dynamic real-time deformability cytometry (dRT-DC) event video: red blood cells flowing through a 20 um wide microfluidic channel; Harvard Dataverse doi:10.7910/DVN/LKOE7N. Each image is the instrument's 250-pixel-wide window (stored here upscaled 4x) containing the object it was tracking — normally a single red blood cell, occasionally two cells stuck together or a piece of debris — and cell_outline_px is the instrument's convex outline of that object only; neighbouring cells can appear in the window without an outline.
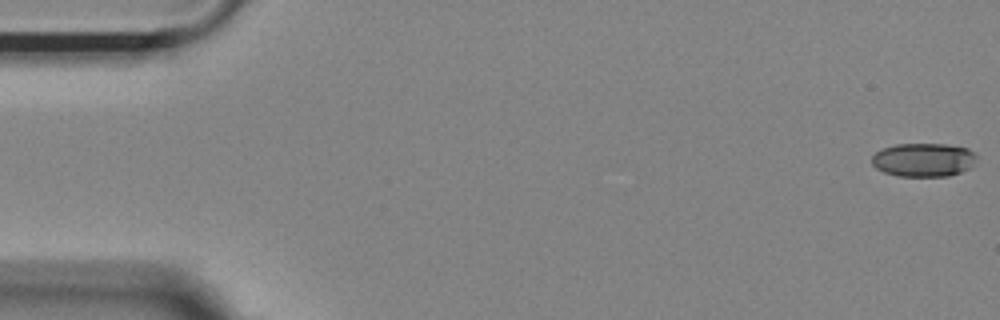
{"species": "Egyptian fruit bat (a non-hibernating species)", "species_latin": "Rousettus aegyptiacus", "temperature_condition": "room temperature", "stored_images_in_passage": 54, "camera_frame_rate_fps": 3000, "um_per_image_px": 0.085, "animal": {"sex": "female"}, "frame": {"image": 1, "passage_image": 1, "time_ms": 0.0, "image_size_px": [1000, 320], "cell_outline_px": [[976, 156], [972, 168], [948, 176], [896, 176], [884, 172], [876, 168], [872, 164], [872, 156], [876, 152], [884, 148], [896, 144], [948, 144], [968, 148], [976, 152]], "centroid_in_image_um": [78.53, 13.58], "position_along_channel_um": 6.5, "area_um2": 20.69}}
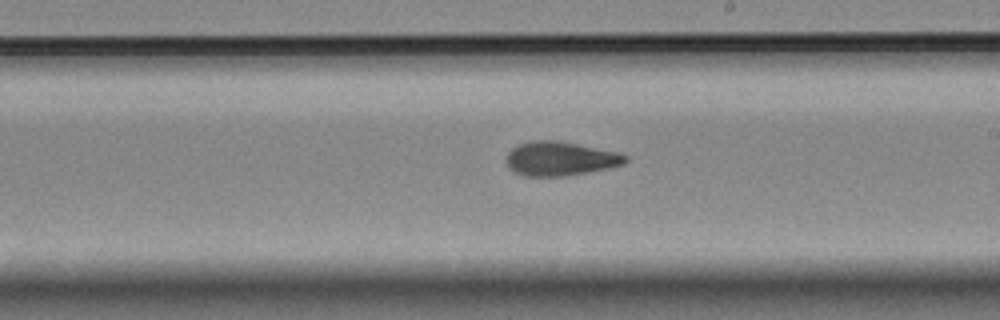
{"frame": {"image": 2, "passage_image": 31, "time_ms": 10.0, "image_size_px": [1000, 320], "cell_outline_px": [[628, 160], [624, 164], [608, 168], [588, 172], [564, 176], [524, 176], [508, 168], [504, 160], [508, 152], [512, 148], [520, 144], [532, 140], [560, 140], [620, 152], [628, 156]], "centroid_in_image_um": [47.62, 13.47], "position_along_channel_um": 241.4, "area_um2": 23.99}}
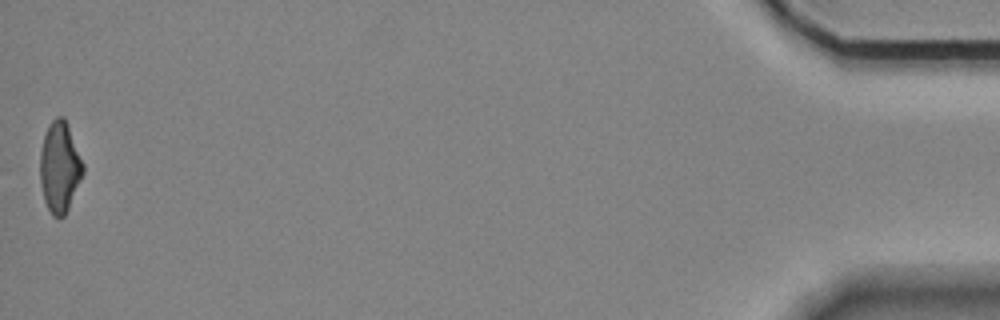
{"frame": {"image": 3, "passage_image": 54, "time_ms": 17.667, "image_size_px": [1000, 320], "cell_outline_px": [[84, 172], [68, 208], [64, 216], [52, 216], [44, 200], [40, 180], [40, 152], [44, 132], [48, 124], [56, 116], [64, 116], [68, 124], [84, 164]], "centroid_in_image_um": [5.07, 14.14], "position_along_channel_um": 430.1, "area_um2": 22.77}, "authors_computed_cell_mechanics": {"area_um2": 23.1489, "velocity_mm_per_s": 3.6962, "shape_relaxation_time_tau1_ms": 5.996, "shape_relaxation_time_tau2_ms": 2.6567, "deformation_change_tau1": 0.1759, "deformation_change_tau2": 0.0997}}